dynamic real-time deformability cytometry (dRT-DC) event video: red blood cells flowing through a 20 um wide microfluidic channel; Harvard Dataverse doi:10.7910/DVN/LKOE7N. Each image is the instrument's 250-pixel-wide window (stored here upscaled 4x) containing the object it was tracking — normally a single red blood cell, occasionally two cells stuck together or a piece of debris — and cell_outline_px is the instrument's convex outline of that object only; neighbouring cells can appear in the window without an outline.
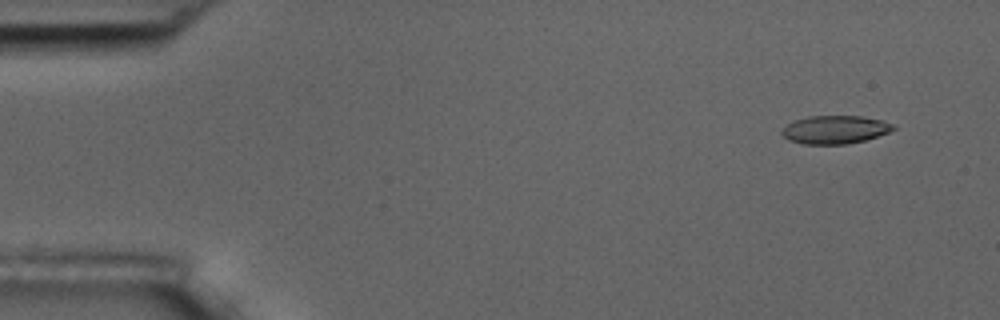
{"species": "common noctule bat (a hibernating species)", "species_latin": "Nyctalus noctula", "temperature_condition": "room temperature", "stored_images_in_passage": 9, "camera_frame_rate_fps": 3000, "um_per_image_px": 0.085, "animal": {"sex": "male", "body_mass_g": 17.5, "forearm_length_mm": 52.3}, "frame": {"image": 1, "passage_image": 2, "time_ms": 1.0, "image_size_px": [1000, 320], "cell_outline_px": [[896, 128], [888, 132], [864, 140], [848, 144], [800, 144], [788, 140], [780, 132], [788, 124], [796, 120], [808, 116], [860, 116], [884, 120], [892, 124]], "centroid_in_image_um": [70.96, 11.02], "position_along_channel_um": 14.0, "area_um2": 18.21}}
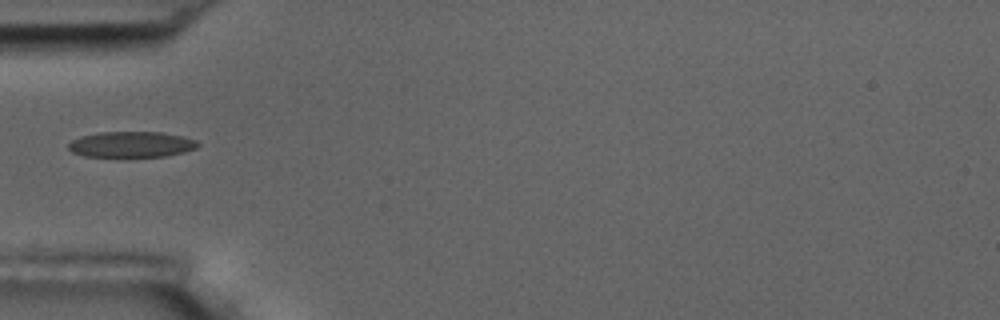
{"frame": {"image": 2, "passage_image": 6, "time_ms": 5.667, "image_size_px": [1000, 320], "cell_outline_px": [[200, 144], [196, 148], [184, 152], [164, 156], [84, 156], [72, 152], [68, 148], [68, 144], [72, 140], [80, 136], [96, 132], [160, 132], [184, 136], [196, 140]], "centroid_in_image_um": [11.16, 12.26], "position_along_channel_um": 73.8, "area_um2": 19.42}}
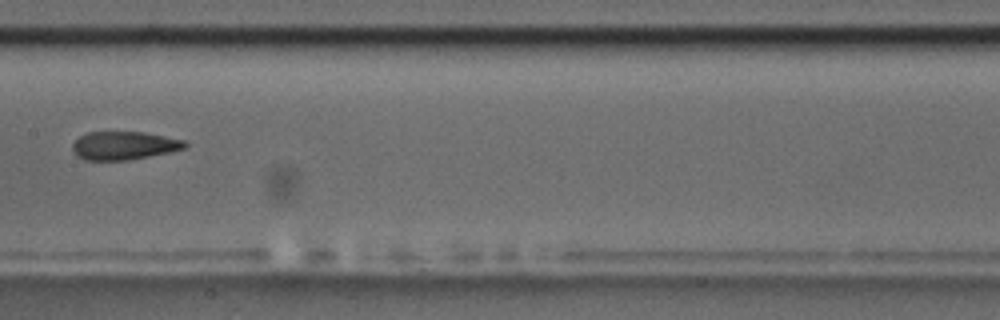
{"frame": {"image": 3, "passage_image": 9, "time_ms": 9.0, "image_size_px": [1000, 320], "cell_outline_px": [[188, 144], [184, 148], [168, 152], [128, 160], [84, 160], [76, 156], [72, 148], [72, 144], [80, 136], [88, 132], [144, 132], [184, 140]], "centroid_in_image_um": [10.5, 12.37], "position_along_channel_um": 196.9, "area_um2": 18.38}}